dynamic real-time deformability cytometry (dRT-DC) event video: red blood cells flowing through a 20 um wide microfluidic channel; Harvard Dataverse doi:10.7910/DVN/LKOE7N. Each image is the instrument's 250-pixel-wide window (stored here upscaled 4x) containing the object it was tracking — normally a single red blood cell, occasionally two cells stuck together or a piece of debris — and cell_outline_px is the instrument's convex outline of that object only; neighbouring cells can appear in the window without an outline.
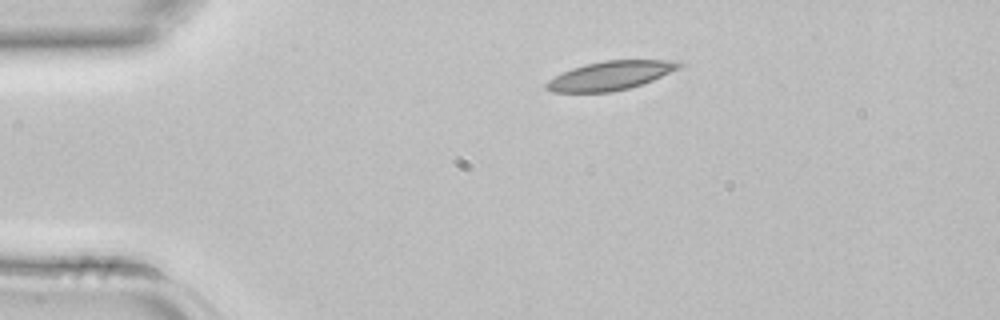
{"species": "common noctule bat (a hibernating species)", "species_latin": "Nyctalus noctula", "temperature_condition": "room temperature", "stored_images_in_passage": 2, "camera_frame_rate_fps": 3000, "um_per_image_px": 0.085, "animal": {"sex": "female", "body_mass_g": 22.7, "forearm_length_mm": 54.2}, "frame": {"image": 1, "passage_image": 1, "time_ms": 0.0, "image_size_px": [1000, 320], "cell_outline_px": [[684, 64], [680, 68], [652, 80], [628, 88], [612, 92], [552, 92], [544, 88], [544, 84], [548, 80], [572, 68], [584, 64], [604, 60], [680, 60]], "centroid_in_image_um": [51.89, 6.41], "position_along_channel_um": 33.1, "area_um2": 22.31}}